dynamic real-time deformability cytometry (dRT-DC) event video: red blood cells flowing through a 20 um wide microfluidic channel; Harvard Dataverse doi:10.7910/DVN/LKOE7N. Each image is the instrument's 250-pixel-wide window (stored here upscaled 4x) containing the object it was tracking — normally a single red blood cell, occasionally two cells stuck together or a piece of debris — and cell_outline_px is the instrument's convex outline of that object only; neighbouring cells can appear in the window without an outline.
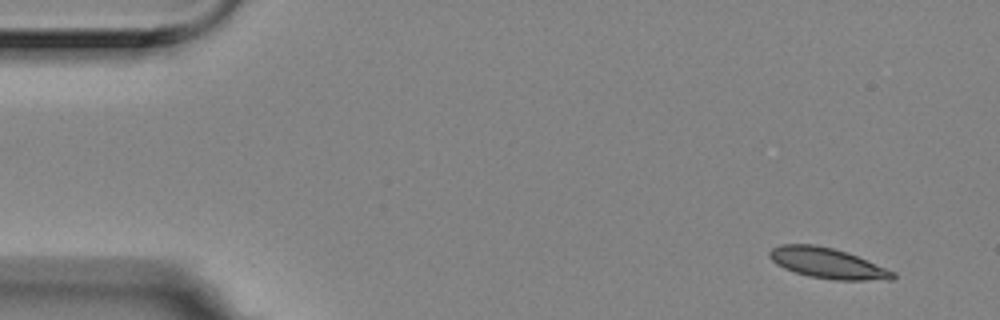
{"species": "Egyptian fruit bat (a non-hibernating species)", "species_latin": "Rousettus aegyptiacus", "temperature_condition": "room temperature", "stored_images_in_passage": 4, "camera_frame_rate_fps": 3000, "um_per_image_px": 0.085, "animal": {"sex": "female"}, "frame": {"image": 1, "passage_image": 1, "time_ms": 0.0, "image_size_px": [1000, 320], "cell_outline_px": [[896, 276], [892, 280], [836, 280], [808, 276], [784, 268], [776, 264], [768, 256], [768, 252], [772, 248], [780, 244], [816, 244], [848, 252], [896, 272]], "centroid_in_image_um": [70.34, 22.36], "position_along_channel_um": 14.7, "area_um2": 22.02}}
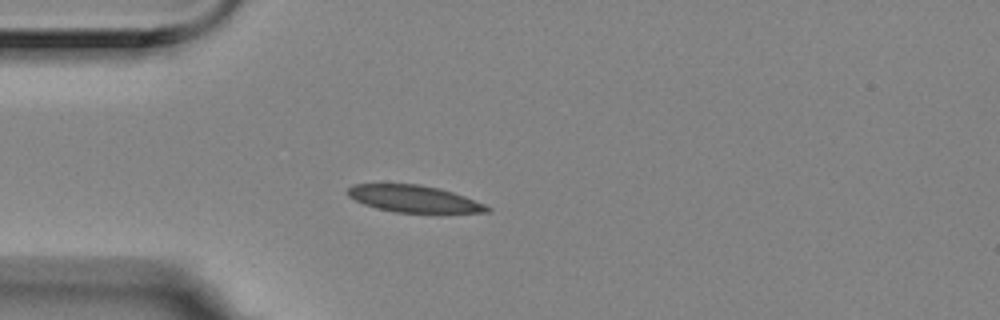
{"frame": {"image": 2, "passage_image": 4, "time_ms": 1.0, "image_size_px": [1000, 320], "cell_outline_px": [[492, 208], [488, 212], [440, 216], [436, 216], [396, 212], [376, 208], [364, 204], [348, 196], [348, 188], [352, 184], [420, 184], [440, 188], [464, 196], [484, 204]], "centroid_in_image_um": [35.3, 16.96], "position_along_channel_um": 49.7, "area_um2": 22.95}}